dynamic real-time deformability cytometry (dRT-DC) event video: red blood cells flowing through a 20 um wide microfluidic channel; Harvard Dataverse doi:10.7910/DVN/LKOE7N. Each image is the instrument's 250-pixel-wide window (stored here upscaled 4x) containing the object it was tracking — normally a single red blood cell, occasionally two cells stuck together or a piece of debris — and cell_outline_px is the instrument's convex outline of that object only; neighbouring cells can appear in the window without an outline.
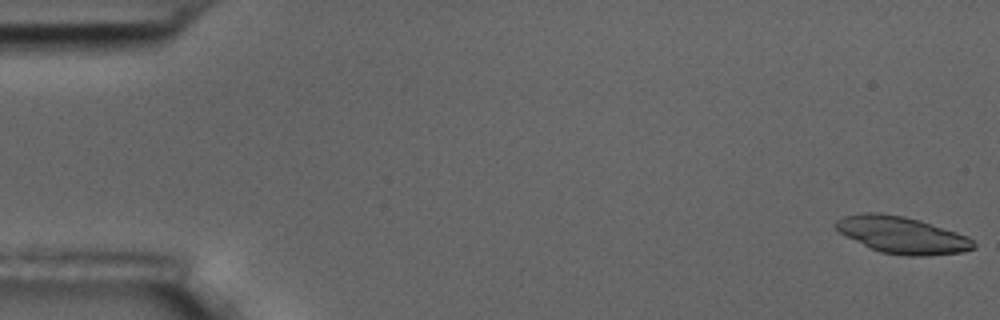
{"species": "common noctule bat (a hibernating species)", "species_latin": "Nyctalus noctula", "temperature_condition": "room temperature", "stored_images_in_passage": 55, "camera_frame_rate_fps": 3000, "um_per_image_px": 0.085, "animal": {"sex": "male", "body_mass_g": 17.5, "forearm_length_mm": 52.3}, "frame": {"image": 1, "passage_image": 1, "time_ms": 0.0, "image_size_px": [1000, 320], "cell_outline_px": [[976, 248], [964, 252], [928, 256], [904, 256], [880, 252], [840, 232], [832, 224], [836, 220], [844, 216], [860, 212], [880, 212], [904, 216], [920, 220], [968, 236], [976, 244]], "centroid_in_image_um": [76.7, 19.97], "position_along_channel_um": 8.3, "area_um2": 29.65}}
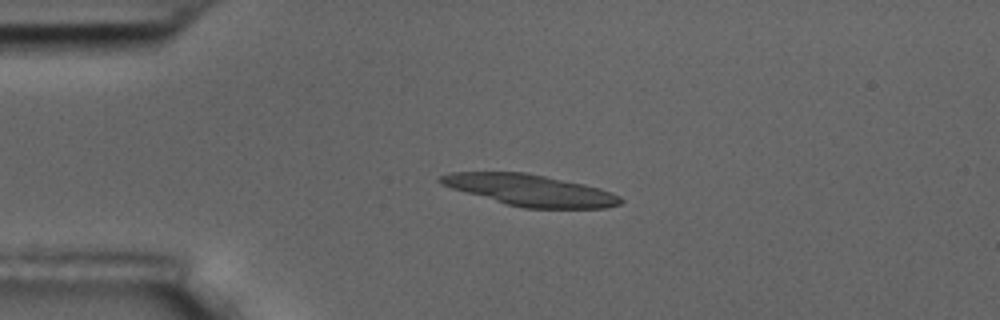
{"frame": {"image": 2, "passage_image": 13, "time_ms": 4.0, "image_size_px": [1000, 320], "cell_outline_px": [[624, 200], [620, 204], [604, 208], [524, 208], [508, 204], [452, 188], [440, 184], [436, 180], [440, 176], [448, 172], [528, 172], [584, 184], [600, 188], [612, 192], [620, 196]], "centroid_in_image_um": [45.08, 16.15], "position_along_channel_um": 39.9, "area_um2": 32.83}}